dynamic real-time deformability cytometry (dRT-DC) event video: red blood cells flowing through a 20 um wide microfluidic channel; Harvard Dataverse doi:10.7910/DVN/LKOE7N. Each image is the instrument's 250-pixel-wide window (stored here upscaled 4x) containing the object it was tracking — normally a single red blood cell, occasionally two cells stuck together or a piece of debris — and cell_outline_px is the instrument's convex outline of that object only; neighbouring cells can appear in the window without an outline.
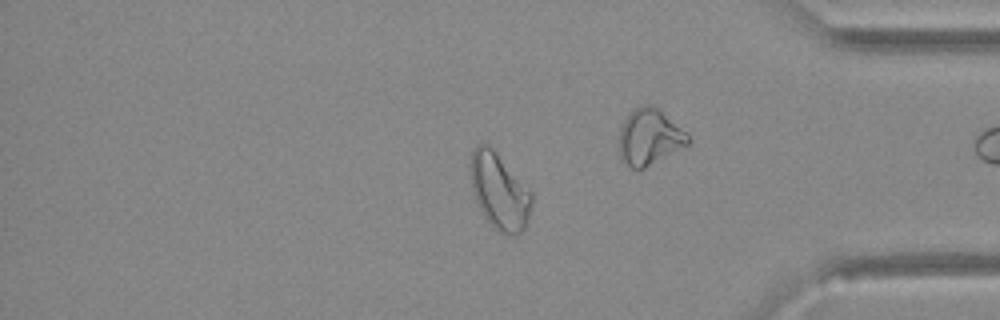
{"species": "Egyptian fruit bat (a non-hibernating species)", "species_latin": "Rousettus aegyptiacus", "temperature_condition": "warm", "stored_images_in_passage": 30, "camera_frame_rate_fps": 3000, "um_per_image_px": 0.085, "animal": {"sex": "female"}, "frame": {"image": 1, "passage_image": 22, "time_ms": 7.0, "image_size_px": [1000, 320], "cell_outline_px": [[532, 200], [528, 220], [524, 228], [516, 236], [512, 236], [500, 232], [492, 228], [480, 212], [472, 188], [468, 164], [472, 148], [476, 144], [488, 144], [496, 152], [532, 192]], "centroid_in_image_um": [42.4, 16.26], "position_along_channel_um": 392.8, "area_um2": 27.57}}